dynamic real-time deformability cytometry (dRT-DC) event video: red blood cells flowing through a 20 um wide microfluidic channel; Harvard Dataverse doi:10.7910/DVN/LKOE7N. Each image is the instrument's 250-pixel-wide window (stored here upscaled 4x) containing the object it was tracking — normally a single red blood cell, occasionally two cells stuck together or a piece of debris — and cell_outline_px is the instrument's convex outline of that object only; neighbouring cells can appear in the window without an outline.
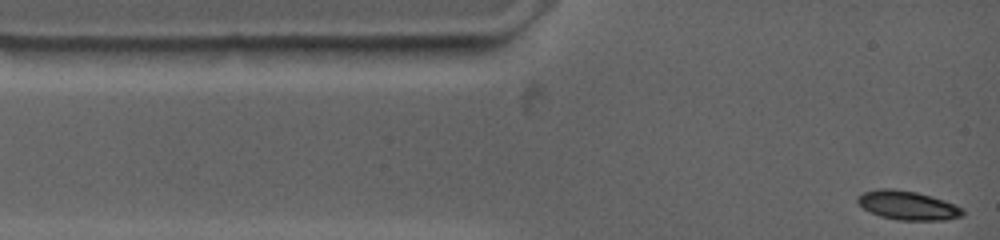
{"species": "common noctule bat (a hibernating species)", "species_latin": "Nyctalus noctula", "temperature_condition": "warm", "stored_images_in_passage": 36, "camera_frame_rate_fps": 4500, "um_per_image_px": 0.085, "animal": {"sex": "female", "body_mass_g": 19.0, "forearm_length_mm": 53.3}, "frame": {"image": 1, "passage_image": 1, "time_ms": 0.0, "image_size_px": [1000, 240], "cell_outline_px": [[964, 216], [944, 220], [896, 220], [880, 216], [864, 208], [856, 200], [856, 196], [864, 192], [884, 188], [916, 192], [944, 200], [956, 204], [964, 208]], "centroid_in_image_um": [77.2, 17.47], "position_along_channel_um": 7.8, "area_um2": 17.63}}
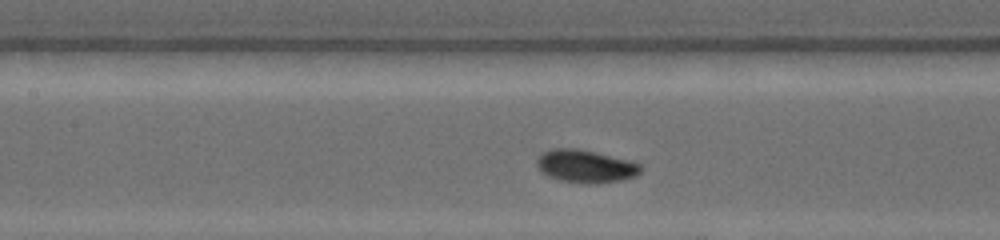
{"frame": {"image": 2, "passage_image": 21, "time_ms": 5.111, "image_size_px": [1000, 240], "cell_outline_px": [[640, 172], [636, 176], [624, 180], [596, 184], [584, 184], [560, 180], [548, 176], [540, 172], [536, 164], [536, 160], [544, 152], [552, 148], [580, 148], [628, 160], [640, 164]], "centroid_in_image_um": [49.76, 14.14], "position_along_channel_um": 157.6, "area_um2": 20.06}}
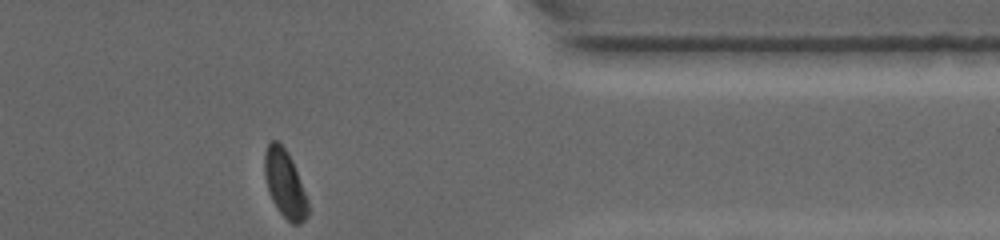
{"frame": {"image": 3, "passage_image": 36, "time_ms": 11.778, "image_size_px": [1000, 240], "cell_outline_px": [[308, 216], [300, 224], [292, 224], [276, 208], [268, 192], [264, 176], [264, 152], [268, 144], [272, 140], [276, 140], [288, 152], [292, 160], [308, 200]], "centroid_in_image_um": [24.2, 15.63], "position_along_channel_um": 387.2, "area_um2": 17.11}, "authors_computed_cell_mechanics": {"area_um2": 18.4671, "velocity_mm_per_s": 3.7143, "shape_relaxation_time_tau1_ms": 3.0153, "shape_relaxation_time_tau2_ms": null, "deformation_change_tau1": 0.1367, "deformation_change_tau2": null}}